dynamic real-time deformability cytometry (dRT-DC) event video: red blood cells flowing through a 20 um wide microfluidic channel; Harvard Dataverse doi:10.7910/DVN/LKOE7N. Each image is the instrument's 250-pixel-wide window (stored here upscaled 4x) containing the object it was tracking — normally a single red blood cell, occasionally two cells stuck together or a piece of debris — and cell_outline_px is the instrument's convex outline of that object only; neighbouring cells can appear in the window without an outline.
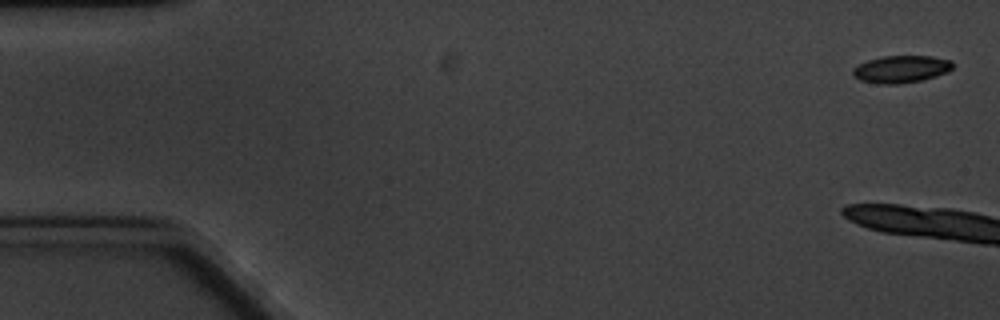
{"species": "common noctule bat (a hibernating species)", "species_latin": "Nyctalus noctula", "temperature_condition": "cold", "stored_images_in_passage": 7, "camera_frame_rate_fps": 3000, "um_per_image_px": 0.085, "animal": {"sex": "male", "body_mass_g": 20.1, "forearm_length_mm": 53.5}, "frame": {"image": 1, "passage_image": 1, "time_ms": 0.0, "image_size_px": [1000, 320], "cell_outline_px": [[952, 68], [948, 72], [924, 80], [896, 84], [880, 84], [860, 80], [852, 76], [852, 68], [868, 60], [880, 56], [932, 56], [952, 60]], "centroid_in_image_um": [76.59, 5.88], "position_along_channel_um": 8.4, "area_um2": 16.01}}
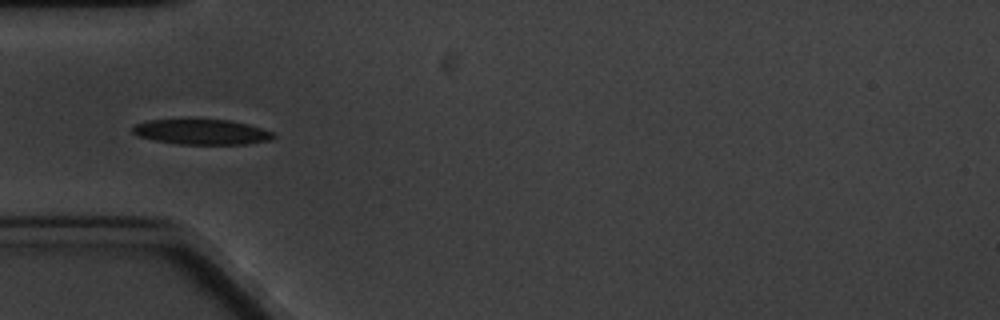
{"frame": {"image": 2, "passage_image": 7, "time_ms": 7.0, "image_size_px": [1000, 320], "cell_outline_px": [[276, 136], [272, 140], [244, 144], [180, 144], [156, 140], [140, 136], [132, 132], [132, 128], [136, 124], [148, 120], [228, 120], [248, 124], [272, 132]], "centroid_in_image_um": [17.18, 11.22], "position_along_channel_um": 67.8, "area_um2": 20.35}}